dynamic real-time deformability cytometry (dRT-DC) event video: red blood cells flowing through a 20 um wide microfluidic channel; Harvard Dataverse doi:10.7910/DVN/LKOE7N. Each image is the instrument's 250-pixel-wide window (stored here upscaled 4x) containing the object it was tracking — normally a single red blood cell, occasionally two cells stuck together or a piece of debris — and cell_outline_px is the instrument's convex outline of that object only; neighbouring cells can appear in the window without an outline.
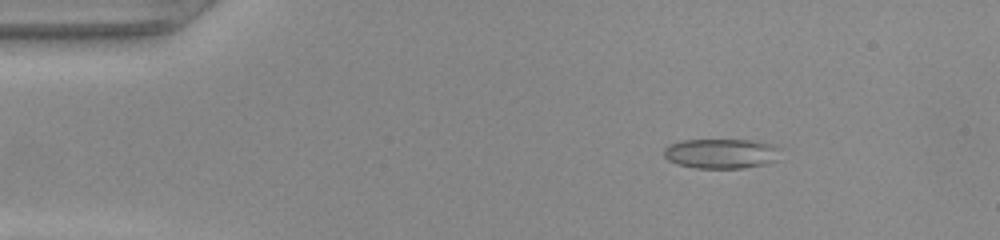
{"species": "common noctule bat (a hibernating species)", "species_latin": "Nyctalus noctula", "temperature_condition": "warm", "stored_images_in_passage": 45, "camera_frame_rate_fps": 3000, "um_per_image_px": 0.085, "animal": {"sex": "female", "body_mass_g": 22.0, "forearm_length_mm": 56.7}, "frame": {"image": 1, "passage_image": 3, "time_ms": 0.667, "image_size_px": [1000, 240], "cell_outline_px": [[780, 148], [772, 160], [764, 164], [744, 168], [696, 168], [676, 164], [668, 160], [664, 156], [664, 148], [668, 144], [680, 140], [752, 140], [776, 144]], "centroid_in_image_um": [61.23, 13.04], "position_along_channel_um": 23.8, "area_um2": 20.23}}
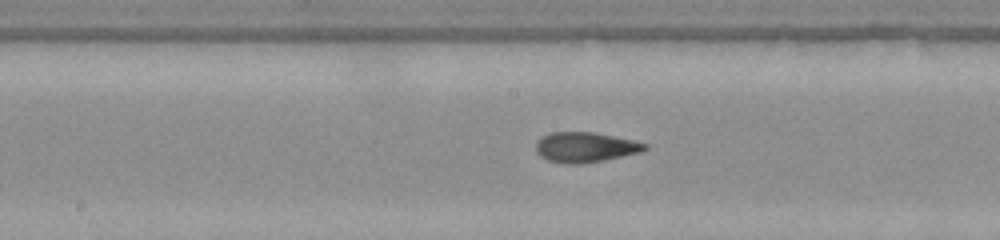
{"frame": {"image": 2, "passage_image": 21, "time_ms": 6.667, "image_size_px": [1000, 240], "cell_outline_px": [[648, 148], [640, 152], [604, 160], [584, 164], [564, 164], [548, 160], [540, 156], [536, 152], [536, 144], [540, 136], [552, 132], [592, 132], [632, 140], [648, 144]], "centroid_in_image_um": [49.71, 12.52], "position_along_channel_um": 198.5, "area_um2": 19.13}}
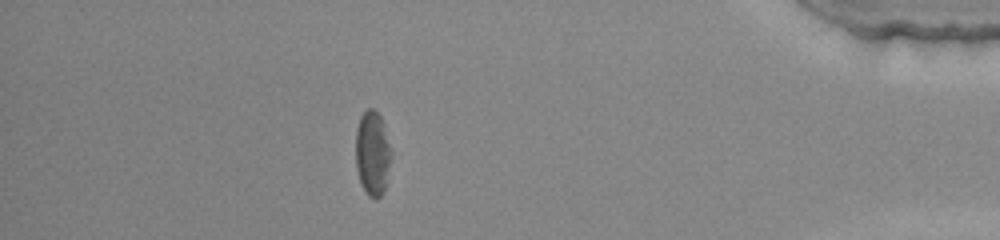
{"frame": {"image": 3, "passage_image": 39, "time_ms": 12.667, "image_size_px": [1000, 240], "cell_outline_px": [[392, 152], [384, 192], [376, 200], [368, 196], [364, 192], [360, 184], [356, 168], [356, 128], [360, 116], [368, 108], [372, 108], [380, 116]], "centroid_in_image_um": [31.64, 13.08], "position_along_channel_um": 403.6, "area_um2": 17.63}}